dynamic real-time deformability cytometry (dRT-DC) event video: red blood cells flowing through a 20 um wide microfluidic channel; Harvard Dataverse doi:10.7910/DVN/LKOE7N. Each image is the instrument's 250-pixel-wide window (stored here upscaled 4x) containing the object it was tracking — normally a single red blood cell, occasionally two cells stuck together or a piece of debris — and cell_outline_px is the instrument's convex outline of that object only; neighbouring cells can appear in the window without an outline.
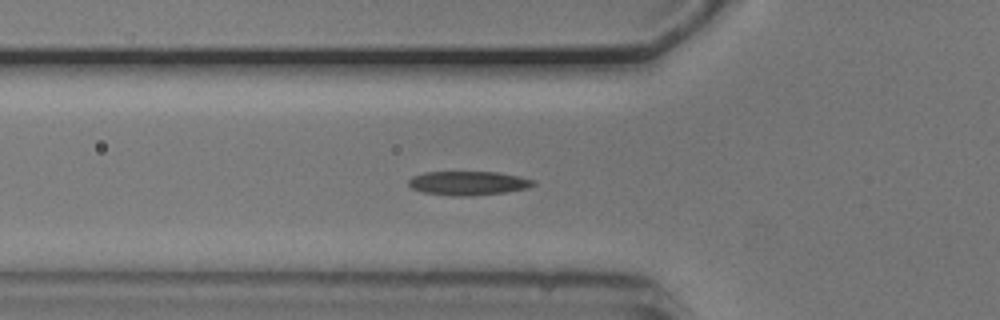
{"species": "common noctule bat (a hibernating species)", "species_latin": "Nyctalus noctula", "temperature_condition": "cold", "stored_images_in_passage": 31, "camera_frame_rate_fps": 3000, "um_per_image_px": 0.085, "animal": {"sex": "male", "body_mass_g": 20.5, "forearm_length_mm": 52.5}, "frame": {"image": 1, "passage_image": 5, "time_ms": 1.333, "image_size_px": [1000, 320], "cell_outline_px": [[536, 184], [528, 188], [504, 192], [468, 196], [452, 196], [424, 192], [412, 188], [408, 184], [408, 180], [412, 176], [424, 172], [500, 172], [520, 176], [536, 180]], "centroid_in_image_um": [39.82, 15.56], "position_along_channel_um": 86.0, "area_um2": 17.51}}
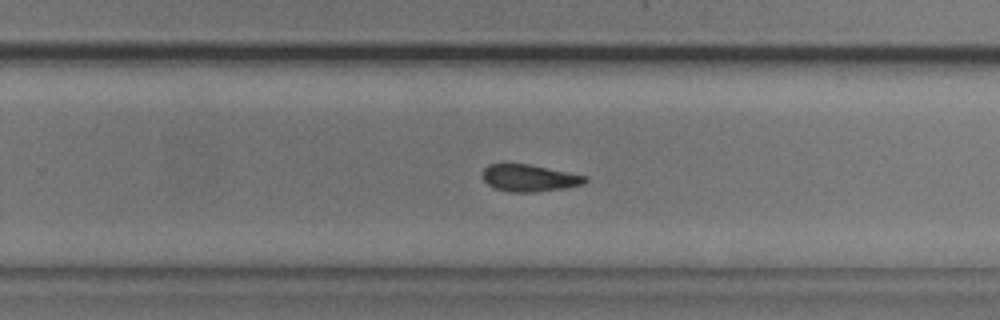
{"frame": {"image": 2, "passage_image": 21, "time_ms": 6.667, "image_size_px": [1000, 320], "cell_outline_px": [[588, 180], [584, 184], [564, 188], [536, 192], [508, 192], [492, 188], [484, 180], [484, 168], [488, 164], [528, 164], [588, 176]], "centroid_in_image_um": [45.01, 15.14], "position_along_channel_um": 284.8, "area_um2": 16.13}}
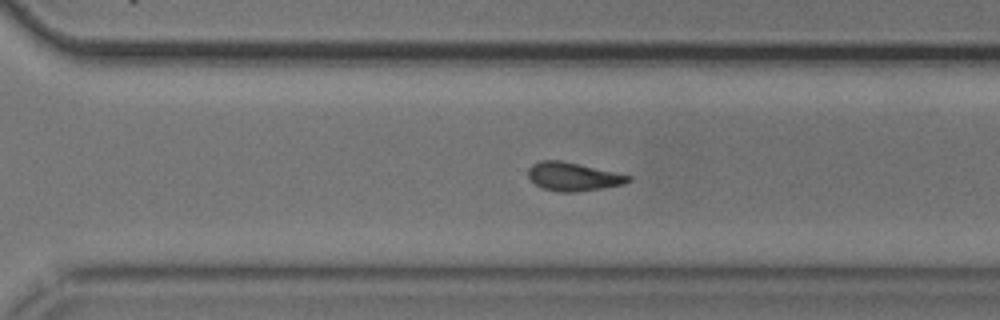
{"frame": {"image": 3, "passage_image": 24, "time_ms": 7.667, "image_size_px": [1000, 320], "cell_outline_px": [[632, 180], [624, 184], [576, 192], [560, 192], [540, 188], [528, 176], [528, 168], [532, 164], [540, 160], [560, 160], [616, 172], [632, 176]], "centroid_in_image_um": [48.7, 15.01], "position_along_channel_um": 321.9, "area_um2": 16.59}, "authors_computed_cell_mechanics": {"area_um2": 16.7042, "velocity_mm_per_s": 3.7169, "shape_relaxation_time_tau1_ms": null, "shape_relaxation_time_tau2_ms": 5.8786, "deformation_change_tau1": null, "deformation_change_tau2": 0.1478}}